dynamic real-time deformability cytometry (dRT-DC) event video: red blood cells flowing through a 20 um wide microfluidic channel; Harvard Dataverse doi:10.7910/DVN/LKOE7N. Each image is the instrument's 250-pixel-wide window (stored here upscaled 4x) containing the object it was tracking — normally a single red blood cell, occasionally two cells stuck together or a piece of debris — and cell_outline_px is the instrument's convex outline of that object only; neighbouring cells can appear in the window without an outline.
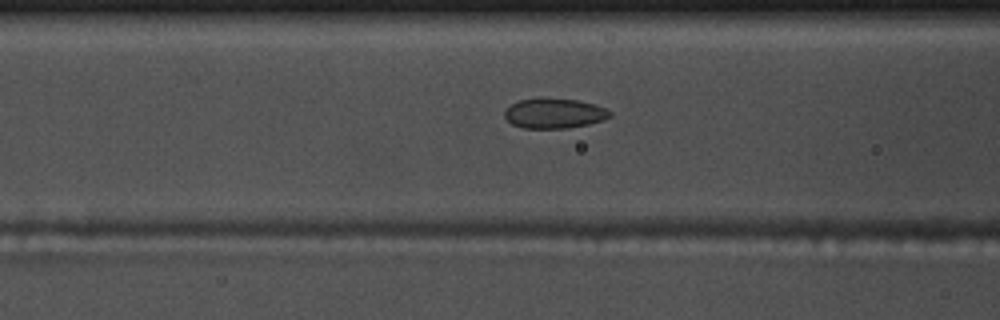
{"species": "common noctule bat (a hibernating species)", "species_latin": "Nyctalus noctula", "temperature_condition": "warm", "stored_images_in_passage": 55, "camera_frame_rate_fps": 3000, "um_per_image_px": 0.085, "animal": {"sex": "male", "body_mass_g": 17.5, "forearm_length_mm": 52.3}, "frame": {"image": 1, "passage_image": 22, "time_ms": 7.0, "image_size_px": [1000, 320], "cell_outline_px": [[612, 116], [604, 120], [588, 124], [568, 128], [524, 128], [512, 124], [504, 116], [504, 112], [516, 100], [576, 100], [592, 104], [604, 108], [612, 112]], "centroid_in_image_um": [47.13, 9.67], "position_along_channel_um": 119.5, "area_um2": 17.8}}
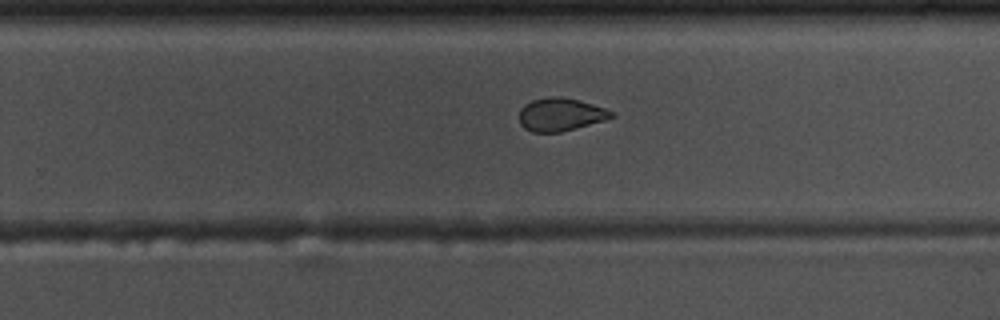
{"frame": {"image": 2, "passage_image": 35, "time_ms": 11.333, "image_size_px": [1000, 320], "cell_outline_px": [[616, 116], [604, 120], [576, 128], [560, 132], [532, 132], [524, 128], [520, 124], [520, 108], [524, 104], [532, 100], [548, 96], [560, 96], [580, 100], [616, 112]], "centroid_in_image_um": [47.65, 9.72], "position_along_channel_um": 282.2, "area_um2": 17.86}}
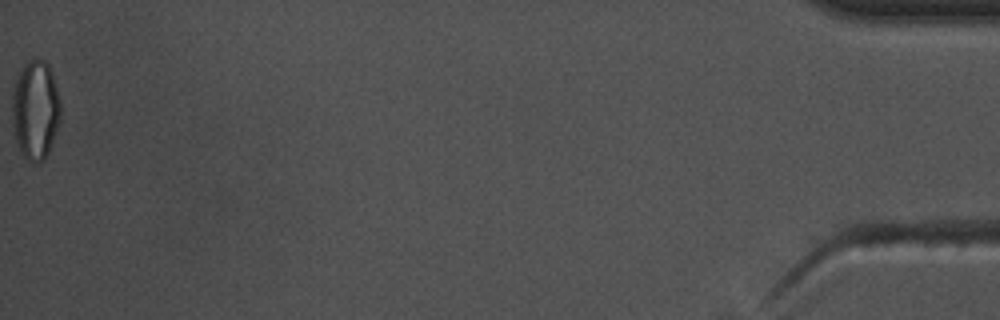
{"frame": {"image": 3, "passage_image": 55, "time_ms": 18.0, "image_size_px": [1000, 320], "cell_outline_px": [[60, 120], [56, 132], [48, 152], [44, 160], [40, 164], [32, 164], [20, 152], [12, 128], [12, 80], [24, 64], [28, 60], [36, 56], [44, 60], [48, 64], [52, 72], [60, 100]], "centroid_in_image_um": [2.98, 9.31], "position_along_channel_um": 432.2, "area_um2": 28.84}, "authors_computed_cell_mechanics": {"area_um2": 19.8254, "velocity_mm_per_s": 3.7585, "shape_relaxation_time_tau1_ms": 4.6165, "shape_relaxation_time_tau2_ms": 1.6319, "deformation_change_tau1": 0.1061, "deformation_change_tau2": 0.0513}}